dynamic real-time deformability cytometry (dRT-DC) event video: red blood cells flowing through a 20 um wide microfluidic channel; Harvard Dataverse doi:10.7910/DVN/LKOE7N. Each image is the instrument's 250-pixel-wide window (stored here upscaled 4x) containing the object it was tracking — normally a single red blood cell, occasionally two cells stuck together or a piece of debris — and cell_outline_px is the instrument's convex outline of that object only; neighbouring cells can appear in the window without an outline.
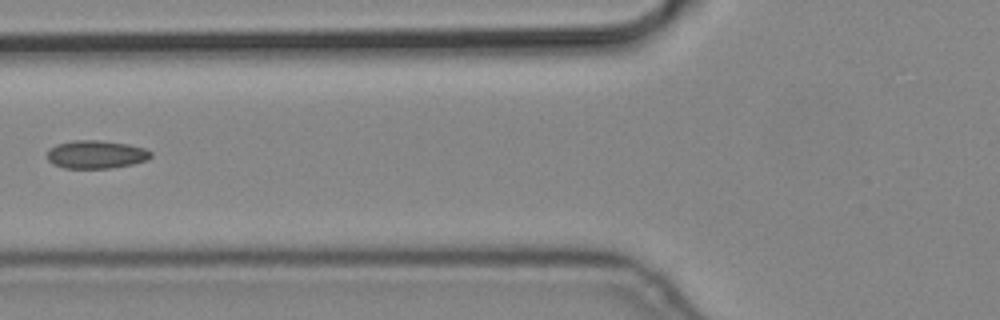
{"species": "common noctule bat (a hibernating species)", "species_latin": "Nyctalus noctula", "temperature_condition": "cold", "stored_images_in_passage": 5, "camera_frame_rate_fps": 3000, "um_per_image_px": 0.085, "animal": {"sex": "male", "body_mass_g": 19.2, "forearm_length_mm": 51.8}, "frame": {"image": 1, "passage_image": 4, "time_ms": 1.0, "image_size_px": [1000, 320], "cell_outline_px": [[152, 156], [148, 160], [132, 164], [112, 168], [64, 168], [52, 164], [48, 160], [48, 148], [56, 144], [72, 140], [100, 140], [128, 144], [144, 148], [152, 152]], "centroid_in_image_um": [8.16, 13.12], "position_along_channel_um": 117.6, "area_um2": 17.17}}
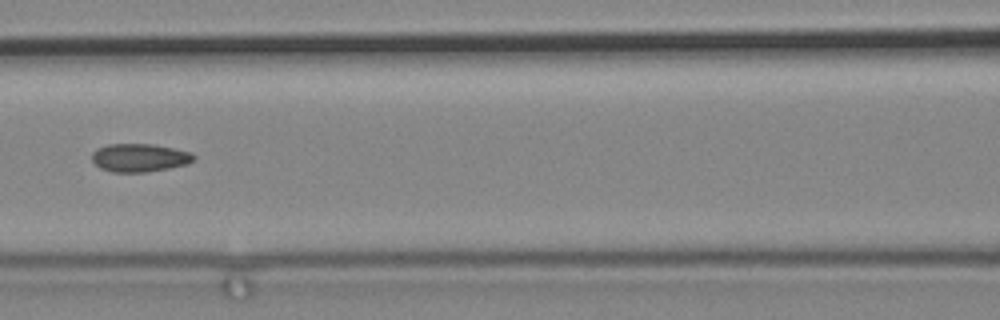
{"frame": {"image": 2, "passage_image": 5, "time_ms": 1.333, "image_size_px": [1000, 320], "cell_outline_px": [[196, 160], [188, 164], [168, 168], [144, 172], [112, 172], [100, 168], [92, 160], [92, 152], [96, 148], [108, 144], [152, 144], [192, 152], [196, 156]], "centroid_in_image_um": [11.87, 13.4], "position_along_channel_um": 154.7, "area_um2": 16.82}}